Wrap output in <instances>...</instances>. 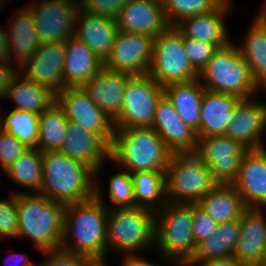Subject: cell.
<instances>
[{"instance_id": "e575fe53", "label": "cell", "mask_w": 266, "mask_h": 266, "mask_svg": "<svg viewBox=\"0 0 266 266\" xmlns=\"http://www.w3.org/2000/svg\"><path fill=\"white\" fill-rule=\"evenodd\" d=\"M67 123L64 111L57 102L39 115L38 149L42 153L60 150L67 134Z\"/></svg>"}, {"instance_id": "bcb514c9", "label": "cell", "mask_w": 266, "mask_h": 266, "mask_svg": "<svg viewBox=\"0 0 266 266\" xmlns=\"http://www.w3.org/2000/svg\"><path fill=\"white\" fill-rule=\"evenodd\" d=\"M13 66V64H0V100L5 98L11 80L19 71L17 66Z\"/></svg>"}, {"instance_id": "7402d4cb", "label": "cell", "mask_w": 266, "mask_h": 266, "mask_svg": "<svg viewBox=\"0 0 266 266\" xmlns=\"http://www.w3.org/2000/svg\"><path fill=\"white\" fill-rule=\"evenodd\" d=\"M132 76L103 68L81 88L114 121L120 115L126 86Z\"/></svg>"}, {"instance_id": "7c38bea8", "label": "cell", "mask_w": 266, "mask_h": 266, "mask_svg": "<svg viewBox=\"0 0 266 266\" xmlns=\"http://www.w3.org/2000/svg\"><path fill=\"white\" fill-rule=\"evenodd\" d=\"M32 4V5H31ZM26 5L32 12L40 43L65 42L75 37L76 16L80 4L40 0Z\"/></svg>"}, {"instance_id": "44dd1931", "label": "cell", "mask_w": 266, "mask_h": 266, "mask_svg": "<svg viewBox=\"0 0 266 266\" xmlns=\"http://www.w3.org/2000/svg\"><path fill=\"white\" fill-rule=\"evenodd\" d=\"M119 30L157 37L170 26L162 0H128L116 19Z\"/></svg>"}, {"instance_id": "277c9868", "label": "cell", "mask_w": 266, "mask_h": 266, "mask_svg": "<svg viewBox=\"0 0 266 266\" xmlns=\"http://www.w3.org/2000/svg\"><path fill=\"white\" fill-rule=\"evenodd\" d=\"M172 154L152 127L115 128L110 161L121 170L165 172Z\"/></svg>"}, {"instance_id": "6da1fadb", "label": "cell", "mask_w": 266, "mask_h": 266, "mask_svg": "<svg viewBox=\"0 0 266 266\" xmlns=\"http://www.w3.org/2000/svg\"><path fill=\"white\" fill-rule=\"evenodd\" d=\"M103 191L95 178L94 197L81 203L65 204L63 250L89 257L107 266V215ZM106 254V255H105Z\"/></svg>"}, {"instance_id": "cb8c5ba5", "label": "cell", "mask_w": 266, "mask_h": 266, "mask_svg": "<svg viewBox=\"0 0 266 266\" xmlns=\"http://www.w3.org/2000/svg\"><path fill=\"white\" fill-rule=\"evenodd\" d=\"M231 0H225L217 9L184 19L176 27L186 36L224 47L231 42L225 16L231 11Z\"/></svg>"}, {"instance_id": "8d00e7d4", "label": "cell", "mask_w": 266, "mask_h": 266, "mask_svg": "<svg viewBox=\"0 0 266 266\" xmlns=\"http://www.w3.org/2000/svg\"><path fill=\"white\" fill-rule=\"evenodd\" d=\"M225 0H162L164 13L170 27L184 19L217 9Z\"/></svg>"}, {"instance_id": "681fc988", "label": "cell", "mask_w": 266, "mask_h": 266, "mask_svg": "<svg viewBox=\"0 0 266 266\" xmlns=\"http://www.w3.org/2000/svg\"><path fill=\"white\" fill-rule=\"evenodd\" d=\"M9 257V256H8ZM13 257V258H12ZM16 257V258H15ZM15 258V259H14ZM11 259L14 260V266H37V264L32 263L30 260V258L28 257V255L26 254H16V253H12L11 254ZM19 259V260H18ZM18 260V261H17ZM10 263V261H8Z\"/></svg>"}, {"instance_id": "d6986e66", "label": "cell", "mask_w": 266, "mask_h": 266, "mask_svg": "<svg viewBox=\"0 0 266 266\" xmlns=\"http://www.w3.org/2000/svg\"><path fill=\"white\" fill-rule=\"evenodd\" d=\"M151 127L173 154L195 153L198 141L196 132L182 121L165 95L158 100Z\"/></svg>"}, {"instance_id": "f907efd6", "label": "cell", "mask_w": 266, "mask_h": 266, "mask_svg": "<svg viewBox=\"0 0 266 266\" xmlns=\"http://www.w3.org/2000/svg\"><path fill=\"white\" fill-rule=\"evenodd\" d=\"M254 20L265 32L266 36V14L258 11L257 17Z\"/></svg>"}, {"instance_id": "d6a6232c", "label": "cell", "mask_w": 266, "mask_h": 266, "mask_svg": "<svg viewBox=\"0 0 266 266\" xmlns=\"http://www.w3.org/2000/svg\"><path fill=\"white\" fill-rule=\"evenodd\" d=\"M136 206L156 212L168 201L166 198L165 172L138 171L131 174Z\"/></svg>"}, {"instance_id": "603a6c76", "label": "cell", "mask_w": 266, "mask_h": 266, "mask_svg": "<svg viewBox=\"0 0 266 266\" xmlns=\"http://www.w3.org/2000/svg\"><path fill=\"white\" fill-rule=\"evenodd\" d=\"M118 31L115 19L79 9L76 16L75 37L94 51L103 62L111 53Z\"/></svg>"}, {"instance_id": "7a4b0ae2", "label": "cell", "mask_w": 266, "mask_h": 266, "mask_svg": "<svg viewBox=\"0 0 266 266\" xmlns=\"http://www.w3.org/2000/svg\"><path fill=\"white\" fill-rule=\"evenodd\" d=\"M12 193H16L18 238H30L41 252L60 248L65 204L39 193Z\"/></svg>"}, {"instance_id": "2e32d148", "label": "cell", "mask_w": 266, "mask_h": 266, "mask_svg": "<svg viewBox=\"0 0 266 266\" xmlns=\"http://www.w3.org/2000/svg\"><path fill=\"white\" fill-rule=\"evenodd\" d=\"M264 131H266V104L251 97L241 99L236 105L224 136L239 142L247 150H256L265 148L262 140Z\"/></svg>"}, {"instance_id": "ac0fdd59", "label": "cell", "mask_w": 266, "mask_h": 266, "mask_svg": "<svg viewBox=\"0 0 266 266\" xmlns=\"http://www.w3.org/2000/svg\"><path fill=\"white\" fill-rule=\"evenodd\" d=\"M246 207L240 217L241 230L234 256L244 266H264L266 209Z\"/></svg>"}, {"instance_id": "5bb4252c", "label": "cell", "mask_w": 266, "mask_h": 266, "mask_svg": "<svg viewBox=\"0 0 266 266\" xmlns=\"http://www.w3.org/2000/svg\"><path fill=\"white\" fill-rule=\"evenodd\" d=\"M154 37L119 30L104 68L131 75L148 74L152 61Z\"/></svg>"}, {"instance_id": "c3c4849f", "label": "cell", "mask_w": 266, "mask_h": 266, "mask_svg": "<svg viewBox=\"0 0 266 266\" xmlns=\"http://www.w3.org/2000/svg\"><path fill=\"white\" fill-rule=\"evenodd\" d=\"M123 257L122 266H159L140 254H123Z\"/></svg>"}, {"instance_id": "ee69618b", "label": "cell", "mask_w": 266, "mask_h": 266, "mask_svg": "<svg viewBox=\"0 0 266 266\" xmlns=\"http://www.w3.org/2000/svg\"><path fill=\"white\" fill-rule=\"evenodd\" d=\"M215 222L198 204H193V234L195 245L207 239V236L216 231Z\"/></svg>"}, {"instance_id": "ab89813d", "label": "cell", "mask_w": 266, "mask_h": 266, "mask_svg": "<svg viewBox=\"0 0 266 266\" xmlns=\"http://www.w3.org/2000/svg\"><path fill=\"white\" fill-rule=\"evenodd\" d=\"M43 253L47 255V260H44L42 264L39 263V266H102L89 257L62 248L44 251Z\"/></svg>"}, {"instance_id": "7bdbcfd3", "label": "cell", "mask_w": 266, "mask_h": 266, "mask_svg": "<svg viewBox=\"0 0 266 266\" xmlns=\"http://www.w3.org/2000/svg\"><path fill=\"white\" fill-rule=\"evenodd\" d=\"M128 0H80V8L86 12L117 19Z\"/></svg>"}, {"instance_id": "f546056e", "label": "cell", "mask_w": 266, "mask_h": 266, "mask_svg": "<svg viewBox=\"0 0 266 266\" xmlns=\"http://www.w3.org/2000/svg\"><path fill=\"white\" fill-rule=\"evenodd\" d=\"M197 204L217 223L239 219L246 208L231 184H217Z\"/></svg>"}, {"instance_id": "db71d44e", "label": "cell", "mask_w": 266, "mask_h": 266, "mask_svg": "<svg viewBox=\"0 0 266 266\" xmlns=\"http://www.w3.org/2000/svg\"><path fill=\"white\" fill-rule=\"evenodd\" d=\"M259 11L266 14V2L264 4H262L261 9Z\"/></svg>"}, {"instance_id": "f1b7e54d", "label": "cell", "mask_w": 266, "mask_h": 266, "mask_svg": "<svg viewBox=\"0 0 266 266\" xmlns=\"http://www.w3.org/2000/svg\"><path fill=\"white\" fill-rule=\"evenodd\" d=\"M15 103V110L41 115L56 102V94L49 88L26 78L21 72L13 77L5 96Z\"/></svg>"}, {"instance_id": "d590c367", "label": "cell", "mask_w": 266, "mask_h": 266, "mask_svg": "<svg viewBox=\"0 0 266 266\" xmlns=\"http://www.w3.org/2000/svg\"><path fill=\"white\" fill-rule=\"evenodd\" d=\"M3 130L27 148H38L39 115L13 109L8 115L3 116Z\"/></svg>"}, {"instance_id": "7dc6e473", "label": "cell", "mask_w": 266, "mask_h": 266, "mask_svg": "<svg viewBox=\"0 0 266 266\" xmlns=\"http://www.w3.org/2000/svg\"><path fill=\"white\" fill-rule=\"evenodd\" d=\"M1 27L2 26H0V64H13L9 52L7 29Z\"/></svg>"}, {"instance_id": "9a60e30c", "label": "cell", "mask_w": 266, "mask_h": 266, "mask_svg": "<svg viewBox=\"0 0 266 266\" xmlns=\"http://www.w3.org/2000/svg\"><path fill=\"white\" fill-rule=\"evenodd\" d=\"M64 61L65 42L41 43L30 59L19 68V72L57 94L66 88Z\"/></svg>"}, {"instance_id": "52a82bcc", "label": "cell", "mask_w": 266, "mask_h": 266, "mask_svg": "<svg viewBox=\"0 0 266 266\" xmlns=\"http://www.w3.org/2000/svg\"><path fill=\"white\" fill-rule=\"evenodd\" d=\"M155 212L134 206L108 209L107 249L122 254H139L154 244ZM138 250V251H137Z\"/></svg>"}, {"instance_id": "ffe728a7", "label": "cell", "mask_w": 266, "mask_h": 266, "mask_svg": "<svg viewBox=\"0 0 266 266\" xmlns=\"http://www.w3.org/2000/svg\"><path fill=\"white\" fill-rule=\"evenodd\" d=\"M231 185L246 207L266 208V147L245 152Z\"/></svg>"}, {"instance_id": "9f6ffc18", "label": "cell", "mask_w": 266, "mask_h": 266, "mask_svg": "<svg viewBox=\"0 0 266 266\" xmlns=\"http://www.w3.org/2000/svg\"><path fill=\"white\" fill-rule=\"evenodd\" d=\"M264 266H266V248H265V252H264Z\"/></svg>"}, {"instance_id": "484cf974", "label": "cell", "mask_w": 266, "mask_h": 266, "mask_svg": "<svg viewBox=\"0 0 266 266\" xmlns=\"http://www.w3.org/2000/svg\"><path fill=\"white\" fill-rule=\"evenodd\" d=\"M103 68L104 62L85 43L76 37L65 41L63 75L66 87H81Z\"/></svg>"}, {"instance_id": "74e56055", "label": "cell", "mask_w": 266, "mask_h": 266, "mask_svg": "<svg viewBox=\"0 0 266 266\" xmlns=\"http://www.w3.org/2000/svg\"><path fill=\"white\" fill-rule=\"evenodd\" d=\"M108 194V198L112 202L108 209L136 206L131 174L122 170L110 176Z\"/></svg>"}, {"instance_id": "816d5d0a", "label": "cell", "mask_w": 266, "mask_h": 266, "mask_svg": "<svg viewBox=\"0 0 266 266\" xmlns=\"http://www.w3.org/2000/svg\"><path fill=\"white\" fill-rule=\"evenodd\" d=\"M55 1L70 2V3H73V4H80V0H55Z\"/></svg>"}, {"instance_id": "e0dca14e", "label": "cell", "mask_w": 266, "mask_h": 266, "mask_svg": "<svg viewBox=\"0 0 266 266\" xmlns=\"http://www.w3.org/2000/svg\"><path fill=\"white\" fill-rule=\"evenodd\" d=\"M67 134L59 152L90 167L97 174L101 173L103 163L110 160V144L100 135L68 121Z\"/></svg>"}, {"instance_id": "60d3db41", "label": "cell", "mask_w": 266, "mask_h": 266, "mask_svg": "<svg viewBox=\"0 0 266 266\" xmlns=\"http://www.w3.org/2000/svg\"><path fill=\"white\" fill-rule=\"evenodd\" d=\"M183 45L192 66L198 72H200L201 69L208 63L214 52L218 49L213 44L186 37L184 34Z\"/></svg>"}, {"instance_id": "f6af8a7d", "label": "cell", "mask_w": 266, "mask_h": 266, "mask_svg": "<svg viewBox=\"0 0 266 266\" xmlns=\"http://www.w3.org/2000/svg\"><path fill=\"white\" fill-rule=\"evenodd\" d=\"M183 266H244L234 255L209 260H189Z\"/></svg>"}, {"instance_id": "836d02e7", "label": "cell", "mask_w": 266, "mask_h": 266, "mask_svg": "<svg viewBox=\"0 0 266 266\" xmlns=\"http://www.w3.org/2000/svg\"><path fill=\"white\" fill-rule=\"evenodd\" d=\"M42 170V152L38 148H29L4 172L13 183L30 189L29 193H39Z\"/></svg>"}, {"instance_id": "4dcf8cb0", "label": "cell", "mask_w": 266, "mask_h": 266, "mask_svg": "<svg viewBox=\"0 0 266 266\" xmlns=\"http://www.w3.org/2000/svg\"><path fill=\"white\" fill-rule=\"evenodd\" d=\"M240 230V218L218 223L216 231L197 245L190 260H209L233 255Z\"/></svg>"}, {"instance_id": "1f68e13d", "label": "cell", "mask_w": 266, "mask_h": 266, "mask_svg": "<svg viewBox=\"0 0 266 266\" xmlns=\"http://www.w3.org/2000/svg\"><path fill=\"white\" fill-rule=\"evenodd\" d=\"M249 28L241 46L237 47L249 65L252 78L262 90L266 87V36L255 21Z\"/></svg>"}, {"instance_id": "11a10c76", "label": "cell", "mask_w": 266, "mask_h": 266, "mask_svg": "<svg viewBox=\"0 0 266 266\" xmlns=\"http://www.w3.org/2000/svg\"><path fill=\"white\" fill-rule=\"evenodd\" d=\"M7 1L8 0H0V9H1L2 6L6 5V3H8Z\"/></svg>"}, {"instance_id": "3957f363", "label": "cell", "mask_w": 266, "mask_h": 266, "mask_svg": "<svg viewBox=\"0 0 266 266\" xmlns=\"http://www.w3.org/2000/svg\"><path fill=\"white\" fill-rule=\"evenodd\" d=\"M42 185L39 194L51 200L81 203L94 197L95 172L59 151L42 153Z\"/></svg>"}, {"instance_id": "f5cc1de1", "label": "cell", "mask_w": 266, "mask_h": 266, "mask_svg": "<svg viewBox=\"0 0 266 266\" xmlns=\"http://www.w3.org/2000/svg\"><path fill=\"white\" fill-rule=\"evenodd\" d=\"M2 108H0V131L3 129V113L1 111Z\"/></svg>"}, {"instance_id": "d4e9b609", "label": "cell", "mask_w": 266, "mask_h": 266, "mask_svg": "<svg viewBox=\"0 0 266 266\" xmlns=\"http://www.w3.org/2000/svg\"><path fill=\"white\" fill-rule=\"evenodd\" d=\"M240 97L204 89L201 100L200 123L197 137L225 135Z\"/></svg>"}, {"instance_id": "83f0119b", "label": "cell", "mask_w": 266, "mask_h": 266, "mask_svg": "<svg viewBox=\"0 0 266 266\" xmlns=\"http://www.w3.org/2000/svg\"><path fill=\"white\" fill-rule=\"evenodd\" d=\"M163 94L172 103L182 121L197 133L204 94V87L198 78L166 85L163 87Z\"/></svg>"}, {"instance_id": "4316f807", "label": "cell", "mask_w": 266, "mask_h": 266, "mask_svg": "<svg viewBox=\"0 0 266 266\" xmlns=\"http://www.w3.org/2000/svg\"><path fill=\"white\" fill-rule=\"evenodd\" d=\"M17 12L12 16L10 24L8 21L10 26L7 35L11 62L15 66L18 64L19 69L37 51L41 43L36 34L32 12L26 6Z\"/></svg>"}, {"instance_id": "b9f144b4", "label": "cell", "mask_w": 266, "mask_h": 266, "mask_svg": "<svg viewBox=\"0 0 266 266\" xmlns=\"http://www.w3.org/2000/svg\"><path fill=\"white\" fill-rule=\"evenodd\" d=\"M28 149L13 135L3 129L0 131V167L3 170H6Z\"/></svg>"}, {"instance_id": "30bf717a", "label": "cell", "mask_w": 266, "mask_h": 266, "mask_svg": "<svg viewBox=\"0 0 266 266\" xmlns=\"http://www.w3.org/2000/svg\"><path fill=\"white\" fill-rule=\"evenodd\" d=\"M163 87L149 74L133 75L127 83L120 115L115 128L151 127Z\"/></svg>"}, {"instance_id": "9c48e42d", "label": "cell", "mask_w": 266, "mask_h": 266, "mask_svg": "<svg viewBox=\"0 0 266 266\" xmlns=\"http://www.w3.org/2000/svg\"><path fill=\"white\" fill-rule=\"evenodd\" d=\"M148 74L162 87L198 78L183 45V33L169 27L154 38Z\"/></svg>"}, {"instance_id": "ba28073f", "label": "cell", "mask_w": 266, "mask_h": 266, "mask_svg": "<svg viewBox=\"0 0 266 266\" xmlns=\"http://www.w3.org/2000/svg\"><path fill=\"white\" fill-rule=\"evenodd\" d=\"M218 183L195 153L172 154L165 170L169 203L197 204Z\"/></svg>"}, {"instance_id": "8992f818", "label": "cell", "mask_w": 266, "mask_h": 266, "mask_svg": "<svg viewBox=\"0 0 266 266\" xmlns=\"http://www.w3.org/2000/svg\"><path fill=\"white\" fill-rule=\"evenodd\" d=\"M205 90L235 95L241 99L255 97L261 88L251 76L249 65L237 45L230 42L218 48L198 74Z\"/></svg>"}, {"instance_id": "5b68a950", "label": "cell", "mask_w": 266, "mask_h": 266, "mask_svg": "<svg viewBox=\"0 0 266 266\" xmlns=\"http://www.w3.org/2000/svg\"><path fill=\"white\" fill-rule=\"evenodd\" d=\"M192 227L193 204L167 202L155 212L154 244L162 259L177 266L192 259L197 247Z\"/></svg>"}, {"instance_id": "4fadbf2b", "label": "cell", "mask_w": 266, "mask_h": 266, "mask_svg": "<svg viewBox=\"0 0 266 266\" xmlns=\"http://www.w3.org/2000/svg\"><path fill=\"white\" fill-rule=\"evenodd\" d=\"M56 102L63 109L67 121L100 134L110 145L115 127L110 119L83 91L81 87H66L56 94Z\"/></svg>"}, {"instance_id": "f35d334b", "label": "cell", "mask_w": 266, "mask_h": 266, "mask_svg": "<svg viewBox=\"0 0 266 266\" xmlns=\"http://www.w3.org/2000/svg\"><path fill=\"white\" fill-rule=\"evenodd\" d=\"M18 238V215L16 193H10L9 199L0 200V239Z\"/></svg>"}, {"instance_id": "8fae6325", "label": "cell", "mask_w": 266, "mask_h": 266, "mask_svg": "<svg viewBox=\"0 0 266 266\" xmlns=\"http://www.w3.org/2000/svg\"><path fill=\"white\" fill-rule=\"evenodd\" d=\"M197 138L195 154L209 168L213 179L218 184H232L247 149L224 135Z\"/></svg>"}]
</instances>
